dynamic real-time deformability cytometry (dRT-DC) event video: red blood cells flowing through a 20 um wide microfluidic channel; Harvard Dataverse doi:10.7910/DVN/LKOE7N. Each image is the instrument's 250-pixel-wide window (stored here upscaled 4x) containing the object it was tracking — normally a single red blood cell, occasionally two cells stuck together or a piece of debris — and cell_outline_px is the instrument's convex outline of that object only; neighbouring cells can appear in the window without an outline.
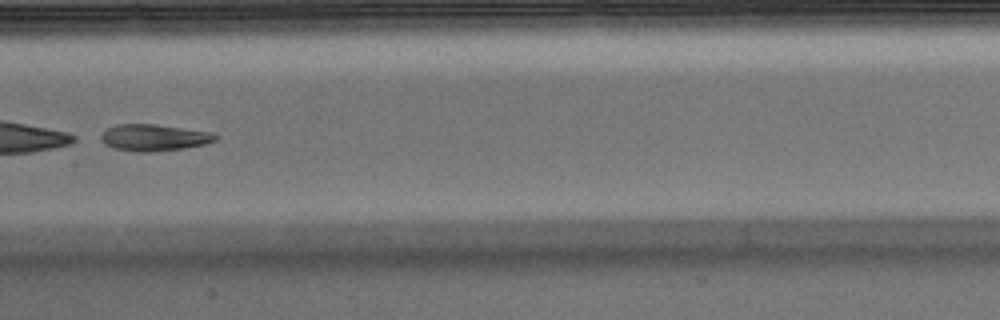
{"species": "Egyptian fruit bat (a non-hibernating species)", "species_latin": "Rousettus aegyptiacus", "temperature_condition": "warm", "stored_images_in_passage": 41, "segment_of_instrument_passage": [2, 2], "camera_frame_rate_fps": 3000, "um_per_image_px": 0.085, "animal": {"sex": "male"}, "frame": {"image": 1, "passage_image": 23, "time_ms": 7.333, "image_size_px": [1000, 320], "cell_outline_px": [[216, 140], [204, 144], [184, 148], [152, 152], [136, 152], [112, 148], [104, 144], [100, 140], [100, 136], [108, 128], [116, 124], [156, 124], [212, 132], [216, 136]], "centroid_in_image_um": [13.05, 11.7], "position_along_channel_um": 194.4, "area_um2": 17.8}}
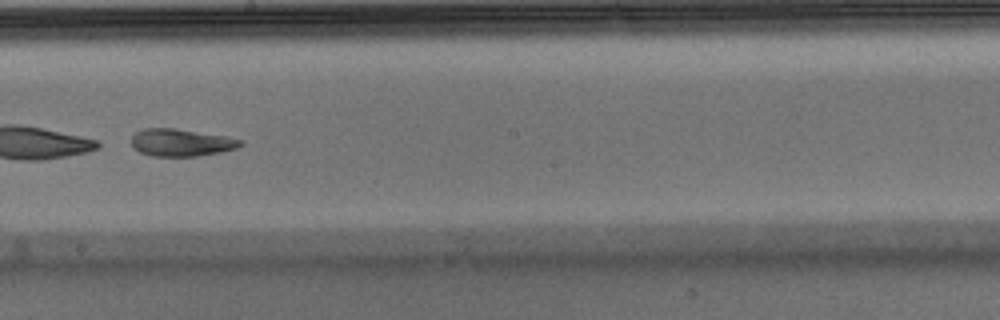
{"frame": {"image": 2, "passage_image": 26, "time_ms": 8.333, "image_size_px": [1000, 320], "cell_outline_px": [[244, 144], [236, 148], [220, 152], [196, 156], [152, 156], [140, 152], [132, 148], [132, 136], [136, 132], [144, 128], [176, 128], [224, 136], [244, 140]], "centroid_in_image_um": [15.39, 12.11], "position_along_channel_um": 232.8, "area_um2": 17.4}}